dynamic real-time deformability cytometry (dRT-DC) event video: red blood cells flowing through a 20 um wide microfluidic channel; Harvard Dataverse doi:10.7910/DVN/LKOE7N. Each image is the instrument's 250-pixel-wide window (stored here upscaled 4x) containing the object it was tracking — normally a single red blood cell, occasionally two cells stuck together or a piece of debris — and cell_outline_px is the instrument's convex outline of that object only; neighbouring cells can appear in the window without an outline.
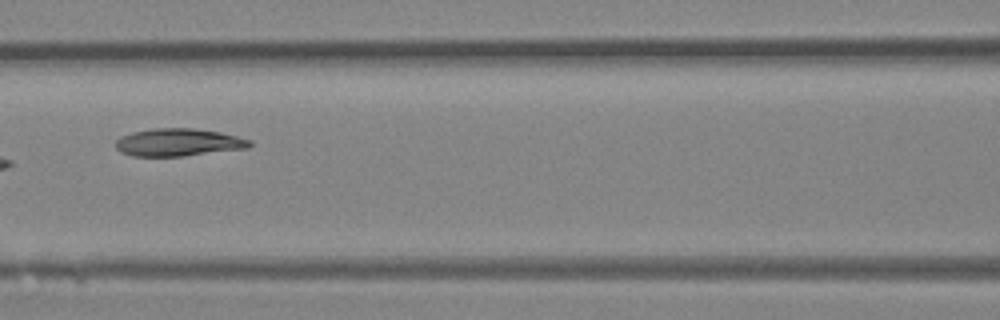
{"species": "Egyptian fruit bat (a non-hibernating species)", "species_latin": "Rousettus aegyptiacus", "temperature_condition": "room temperature", "stored_images_in_passage": 6, "camera_frame_rate_fps": 3000, "um_per_image_px": 0.085, "animal": {"sex": "female"}, "frame": {"image": 1, "passage_image": 5, "time_ms": 1.333, "image_size_px": [1000, 320], "cell_outline_px": [[252, 144], [248, 148], [184, 156], [132, 156], [120, 152], [116, 148], [116, 140], [120, 136], [132, 132], [152, 128], [192, 128], [220, 132], [252, 140]], "centroid_in_image_um": [15.15, 12.1], "position_along_channel_um": 151.5, "area_um2": 21.68}}
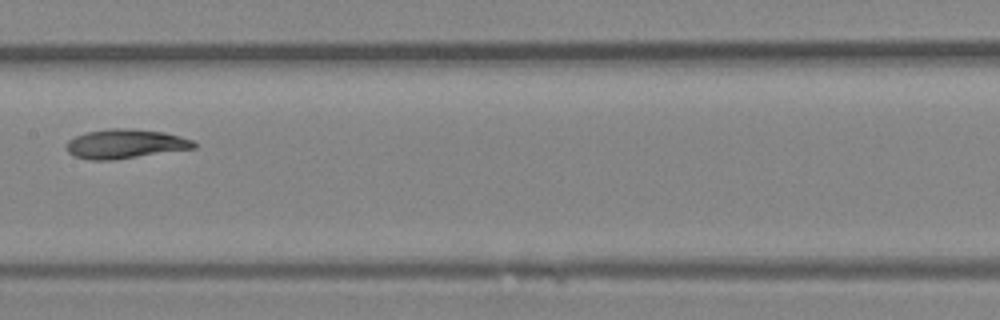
{"frame": {"image": 2, "passage_image": 6, "time_ms": 1.667, "image_size_px": [1000, 320], "cell_outline_px": [[196, 148], [112, 160], [88, 160], [76, 156], [68, 152], [64, 148], [68, 140], [76, 136], [88, 132], [108, 128], [124, 128], [164, 132], [180, 136], [192, 140], [196, 144]], "centroid_in_image_um": [10.62, 12.23], "position_along_channel_um": 196.8, "area_um2": 21.68}}